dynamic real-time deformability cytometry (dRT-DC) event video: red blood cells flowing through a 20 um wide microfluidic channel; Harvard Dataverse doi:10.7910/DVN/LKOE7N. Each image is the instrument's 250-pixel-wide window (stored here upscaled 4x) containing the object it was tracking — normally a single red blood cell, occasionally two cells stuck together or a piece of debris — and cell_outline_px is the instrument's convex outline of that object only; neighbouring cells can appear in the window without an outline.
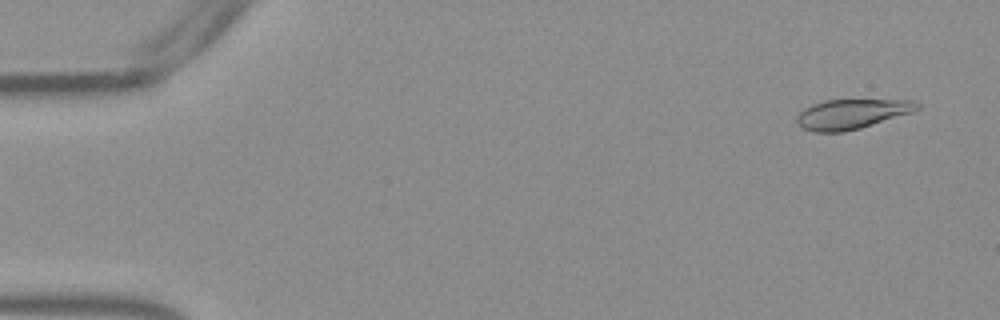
{"species": "Egyptian fruit bat (a non-hibernating species)", "species_latin": "Rousettus aegyptiacus", "temperature_condition": "warm", "stored_images_in_passage": 53, "camera_frame_rate_fps": 3000, "um_per_image_px": 0.085, "frame": {"image": 1, "passage_image": 3, "time_ms": 0.667, "image_size_px": [1000, 320], "cell_outline_px": [[920, 108], [912, 112], [860, 128], [844, 132], [812, 132], [804, 128], [796, 120], [796, 116], [804, 108], [812, 104], [824, 100], [916, 100], [920, 104]], "centroid_in_image_um": [72.4, 9.68], "position_along_channel_um": 12.6, "area_um2": 20.81}}
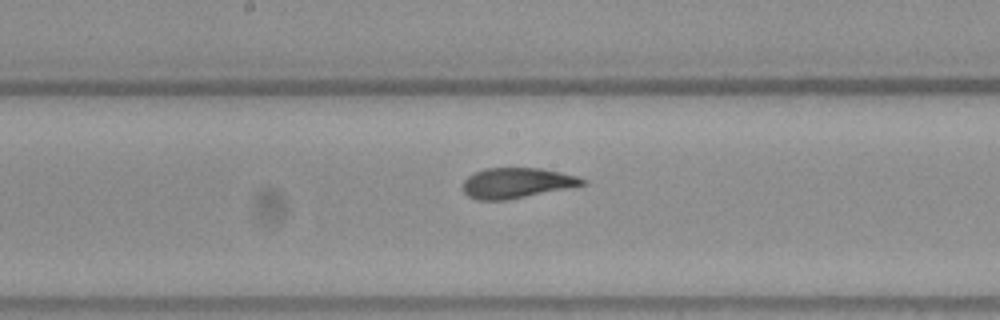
{"frame": {"image": 2, "passage_image": 28, "time_ms": 9.0, "image_size_px": [1000, 320], "cell_outline_px": [[588, 184], [508, 200], [476, 200], [468, 196], [464, 192], [464, 180], [468, 176], [484, 168], [540, 168], [560, 172], [576, 176], [588, 180]], "centroid_in_image_um": [43.94, 15.55], "position_along_channel_um": 204.3, "area_um2": 21.15}}
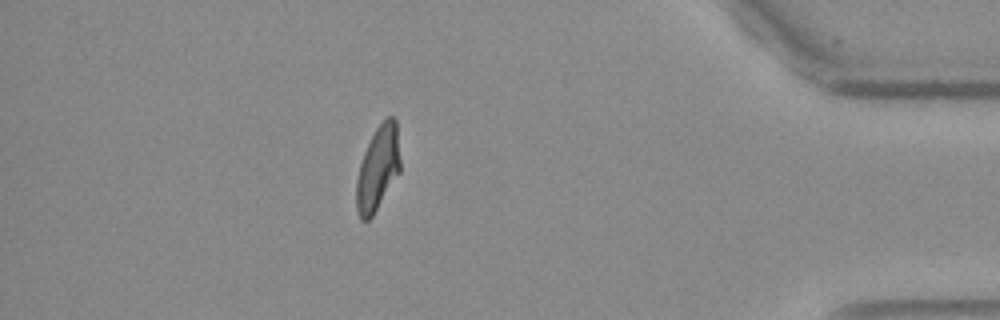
{"frame": {"image": 3, "passage_image": 47, "time_ms": 15.333, "image_size_px": [1000, 320], "cell_outline_px": [[400, 172], [372, 216], [368, 220], [360, 220], [356, 208], [356, 180], [360, 164], [364, 152], [376, 128], [388, 116], [392, 116], [396, 120], [400, 160]], "centroid_in_image_um": [32.11, 14.32], "position_along_channel_um": 403.1, "area_um2": 21.39}, "authors_computed_cell_mechanics": {"area_um2": 21.6172, "velocity_mm_per_s": 3.81, "shape_relaxation_time_tau1_ms": 6.7723, "shape_relaxation_time_tau2_ms": 1.0204, "deformation_change_tau1": 0.2078, "deformation_change_tau2": 0.0611}}